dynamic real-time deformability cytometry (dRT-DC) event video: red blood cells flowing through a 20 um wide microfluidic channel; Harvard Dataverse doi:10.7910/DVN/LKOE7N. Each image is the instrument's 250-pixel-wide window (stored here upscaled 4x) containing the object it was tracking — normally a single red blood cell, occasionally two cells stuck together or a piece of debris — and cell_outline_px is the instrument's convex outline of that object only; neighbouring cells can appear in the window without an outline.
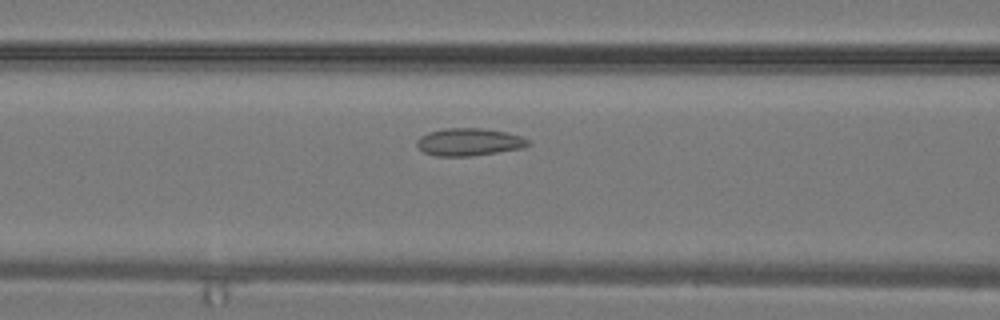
{"species": "common noctule bat (a hibernating species)", "species_latin": "Nyctalus noctula", "temperature_condition": "warm", "stored_images_in_passage": 27, "camera_frame_rate_fps": 3000, "um_per_image_px": 0.085, "animal": {"sex": "male", "body_mass_g": 19.2, "forearm_length_mm": 51.8}, "frame": {"image": 1, "passage_image": 11, "time_ms": 3.333, "image_size_px": [1000, 320], "cell_outline_px": [[532, 144], [524, 148], [472, 156], [436, 156], [424, 152], [416, 144], [416, 140], [420, 136], [428, 132], [444, 128], [484, 128], [504, 132], [520, 136], [528, 140]], "centroid_in_image_um": [39.87, 12.07], "position_along_channel_um": 126.7, "area_um2": 17.92}}
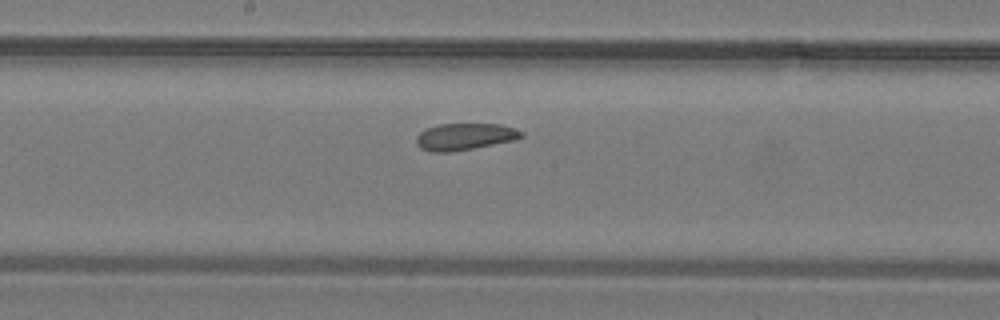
{"frame": {"image": 2, "passage_image": 15, "time_ms": 4.667, "image_size_px": [1000, 320], "cell_outline_px": [[524, 136], [516, 140], [452, 152], [432, 152], [420, 148], [416, 144], [416, 136], [420, 132], [428, 128], [440, 124], [500, 124], [524, 132]], "centroid_in_image_um": [39.5, 11.62], "position_along_channel_um": 208.7, "area_um2": 16.42}}
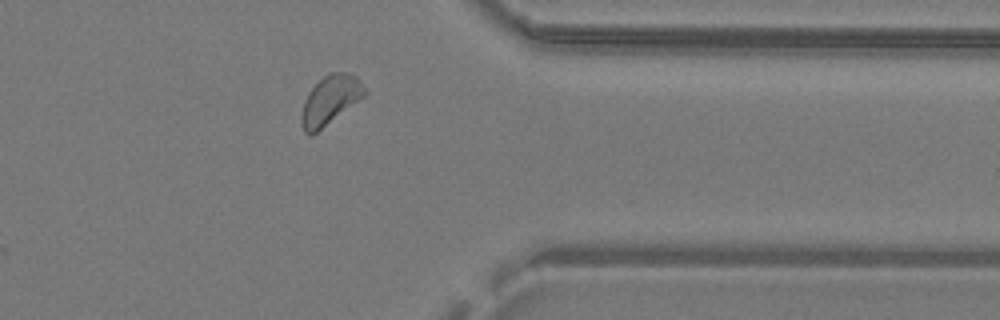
{"frame": {"image": 3, "passage_image": 24, "time_ms": 7.667, "image_size_px": [1000, 320], "cell_outline_px": [[368, 92], [364, 96], [312, 136], [308, 136], [304, 132], [300, 120], [300, 116], [304, 100], [308, 92], [328, 72], [344, 72], [356, 76]], "centroid_in_image_um": [28.03, 8.52], "position_along_channel_um": 383.4, "area_um2": 17.98}}